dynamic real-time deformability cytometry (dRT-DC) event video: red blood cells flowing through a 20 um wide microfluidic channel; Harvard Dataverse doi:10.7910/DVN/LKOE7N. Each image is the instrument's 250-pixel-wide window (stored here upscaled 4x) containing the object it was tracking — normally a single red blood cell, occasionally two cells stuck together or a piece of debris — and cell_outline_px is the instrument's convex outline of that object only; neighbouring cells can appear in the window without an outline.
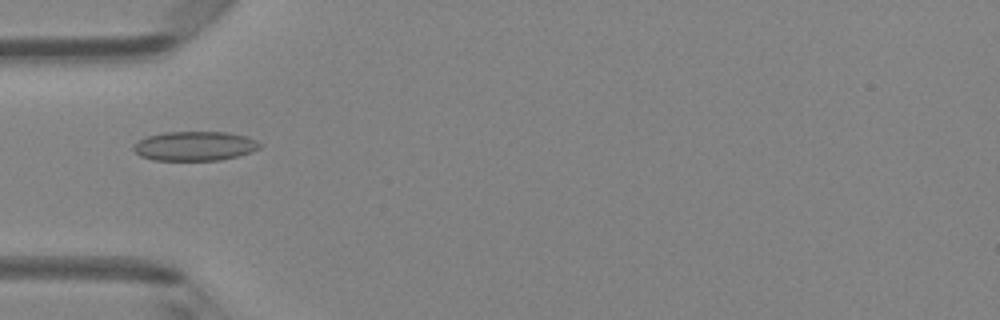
{"species": "Egyptian fruit bat (a non-hibernating species)", "species_latin": "Rousettus aegyptiacus", "temperature_condition": "room temperature", "stored_images_in_passage": 48, "camera_frame_rate_fps": 3000, "um_per_image_px": 0.085, "animal": {"sex": "female"}, "frame": {"image": 1, "passage_image": 16, "time_ms": 5.0, "image_size_px": [1000, 320], "cell_outline_px": [[260, 148], [236, 156], [220, 160], [156, 160], [140, 156], [132, 148], [132, 144], [148, 136], [164, 132], [228, 132], [244, 136], [256, 140], [260, 144]], "centroid_in_image_um": [16.51, 12.41], "position_along_channel_um": 68.5, "area_um2": 21.39}}
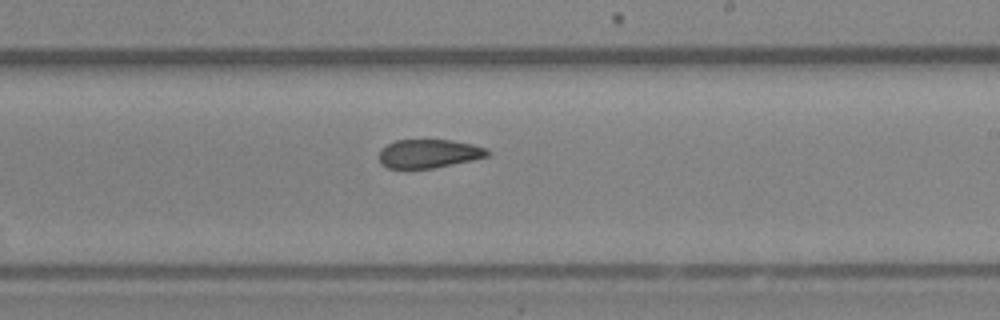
{"frame": {"image": 2, "passage_image": 29, "time_ms": 9.333, "image_size_px": [1000, 320], "cell_outline_px": [[492, 152], [488, 156], [472, 160], [432, 168], [388, 168], [380, 164], [380, 148], [396, 140], [452, 140], [472, 144], [488, 148]], "centroid_in_image_um": [36.47, 13.05], "position_along_channel_um": 252.5, "area_um2": 18.09}}
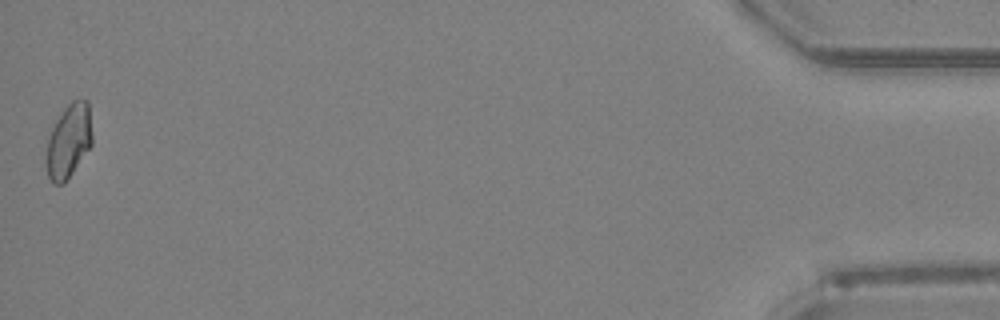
{"frame": {"image": 3, "passage_image": 48, "time_ms": 15.667, "image_size_px": [1000, 320], "cell_outline_px": [[92, 144], [64, 184], [52, 184], [48, 176], [44, 164], [44, 160], [48, 140], [52, 128], [56, 120], [64, 108], [72, 100], [88, 100], [92, 136]], "centroid_in_image_um": [5.81, 12.02], "position_along_channel_um": 429.4, "area_um2": 19.88}, "authors_computed_cell_mechanics": {"area_um2": 19.7387, "velocity_mm_per_s": 4.2669, "shape_relaxation_time_tau1_ms": null, "shape_relaxation_time_tau2_ms": 2.7964, "deformation_change_tau1": null, "deformation_change_tau2": 0.0803}}